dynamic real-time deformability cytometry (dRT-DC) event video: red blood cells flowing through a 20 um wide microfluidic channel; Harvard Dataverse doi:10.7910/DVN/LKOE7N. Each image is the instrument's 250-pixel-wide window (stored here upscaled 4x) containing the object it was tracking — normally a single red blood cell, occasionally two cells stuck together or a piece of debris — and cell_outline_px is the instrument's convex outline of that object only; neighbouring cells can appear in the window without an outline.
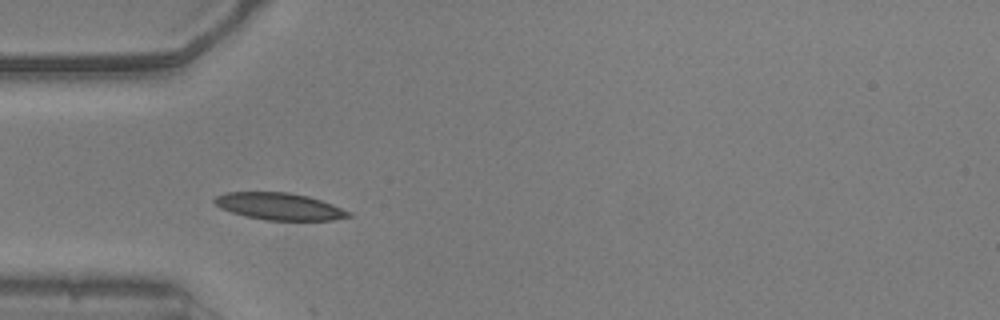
{"species": "common noctule bat (a hibernating species)", "species_latin": "Nyctalus noctula", "temperature_condition": "warm", "stored_images_in_passage": 38, "camera_frame_rate_fps": 3000, "um_per_image_px": 0.085, "animal": {"sex": "male", "body_mass_g": 20.5, "forearm_length_mm": 52.5}, "frame": {"image": 1, "passage_image": 1, "time_ms": 0.0, "image_size_px": [1000, 320], "cell_outline_px": [[352, 216], [332, 220], [264, 220], [244, 216], [220, 208], [212, 200], [216, 196], [228, 192], [288, 192], [308, 196], [332, 204], [352, 212]], "centroid_in_image_um": [23.75, 17.54], "position_along_channel_um": 61.3, "area_um2": 21.1}}
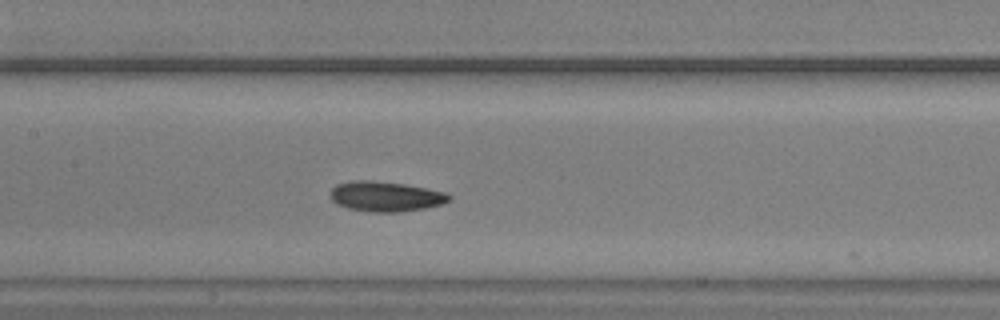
{"frame": {"image": 2, "passage_image": 10, "time_ms": 3.0, "image_size_px": [1000, 320], "cell_outline_px": [[452, 196], [448, 200], [440, 204], [424, 208], [396, 212], [368, 212], [348, 208], [336, 204], [332, 200], [328, 192], [336, 184], [352, 180], [372, 180], [404, 184], [448, 192]], "centroid_in_image_um": [32.73, 16.69], "position_along_channel_um": 174.7, "area_um2": 20.92}}
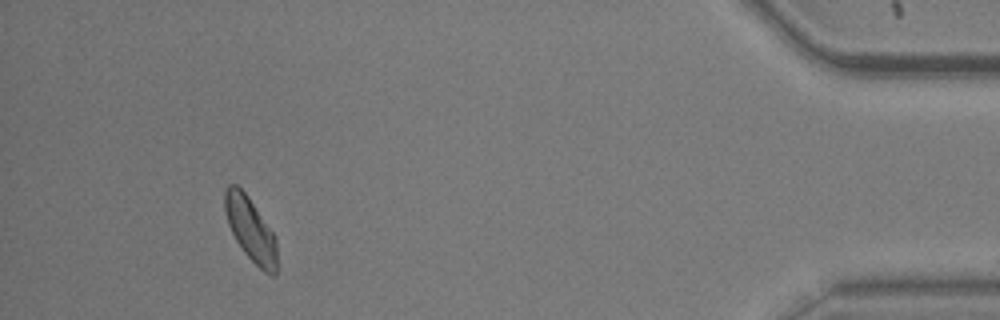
{"frame": {"image": 3, "passage_image": 34, "time_ms": 11.0, "image_size_px": [1000, 320], "cell_outline_px": [[276, 276], [272, 276], [264, 272], [244, 252], [236, 240], [228, 224], [224, 212], [224, 192], [228, 184], [236, 184], [248, 196], [276, 236]], "centroid_in_image_um": [21.29, 19.48], "position_along_channel_um": 413.9, "area_um2": 19.36}, "authors_computed_cell_mechanics": {"area_um2": 19.8832, "velocity_mm_per_s": 3.8086, "shape_relaxation_time_tau1_ms": 3.4306, "shape_relaxation_time_tau2_ms": null, "deformation_change_tau1": 0.1241, "deformation_change_tau2": null}}